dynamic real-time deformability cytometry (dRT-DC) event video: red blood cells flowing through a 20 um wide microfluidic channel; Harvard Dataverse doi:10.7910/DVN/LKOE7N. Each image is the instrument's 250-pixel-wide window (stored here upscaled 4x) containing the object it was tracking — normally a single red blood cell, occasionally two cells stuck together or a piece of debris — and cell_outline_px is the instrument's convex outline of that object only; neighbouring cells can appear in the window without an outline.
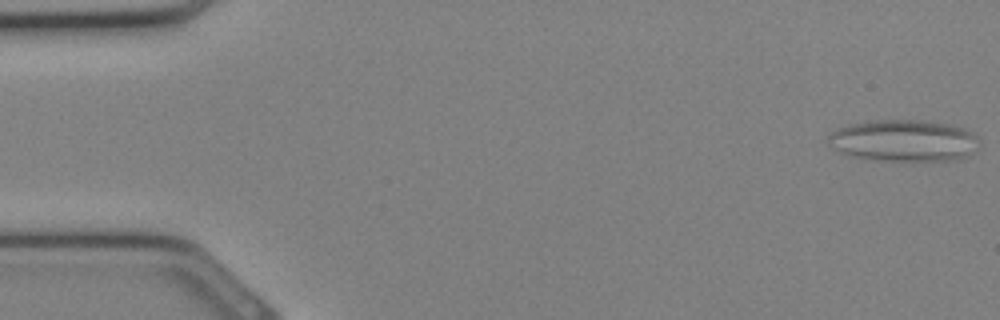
{"species": "Egyptian fruit bat (a non-hibernating species)", "species_latin": "Rousettus aegyptiacus", "temperature_condition": "cold", "stored_images_in_passage": 10, "camera_frame_rate_fps": 3000, "um_per_image_px": 0.085, "animal": {"sex": "female"}, "frame": {"image": 1, "passage_image": 1, "time_ms": 0.0, "image_size_px": [1000, 320], "cell_outline_px": [[980, 144], [968, 156], [956, 160], [912, 164], [872, 160], [848, 156], [832, 148], [828, 144], [828, 136], [832, 132], [840, 128], [852, 124], [872, 120], [912, 120], [948, 124], [964, 128], [980, 136]], "centroid_in_image_um": [76.86, 12.02], "position_along_channel_um": 8.1, "area_um2": 38.03}}